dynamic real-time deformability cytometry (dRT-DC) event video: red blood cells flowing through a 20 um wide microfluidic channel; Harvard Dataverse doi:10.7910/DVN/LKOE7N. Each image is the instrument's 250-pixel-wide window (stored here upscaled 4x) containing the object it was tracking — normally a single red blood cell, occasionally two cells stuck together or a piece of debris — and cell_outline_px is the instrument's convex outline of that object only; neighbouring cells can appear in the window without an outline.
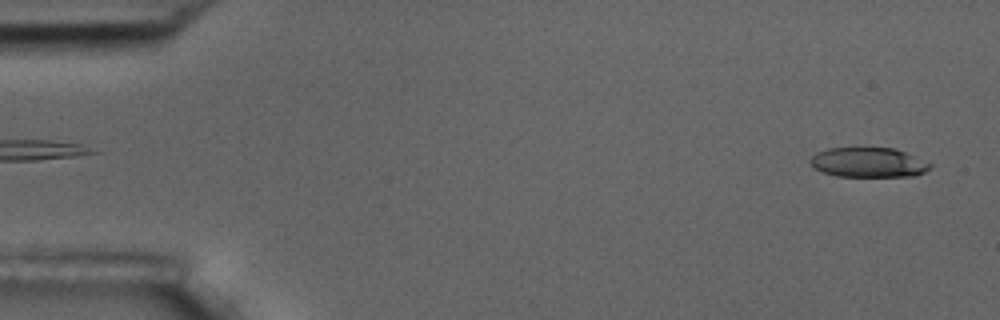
{"species": "common noctule bat (a hibernating species)", "species_latin": "Nyctalus noctula", "temperature_condition": "room temperature", "stored_images_in_passage": 4, "segment_of_instrument_passage": [2, 2], "camera_frame_rate_fps": 3000, "um_per_image_px": 0.085, "animal": {"sex": "male", "body_mass_g": 17.5, "forearm_length_mm": 52.3}, "frame": {"image": 1, "passage_image": 4, "time_ms": 3.667, "image_size_px": [1000, 320], "cell_outline_px": [[932, 168], [916, 176], [836, 176], [812, 168], [808, 160], [816, 152], [828, 148], [896, 148], [932, 164]], "centroid_in_image_um": [73.79, 13.81], "position_along_channel_um": 11.2, "area_um2": 20.87}}